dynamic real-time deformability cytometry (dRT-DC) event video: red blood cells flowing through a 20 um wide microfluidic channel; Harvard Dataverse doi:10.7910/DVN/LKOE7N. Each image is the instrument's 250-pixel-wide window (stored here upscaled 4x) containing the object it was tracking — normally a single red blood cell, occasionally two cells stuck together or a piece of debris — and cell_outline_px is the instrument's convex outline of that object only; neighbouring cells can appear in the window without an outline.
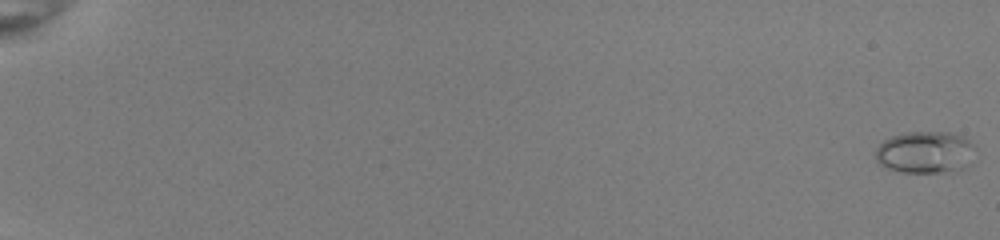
{"species": "common noctule bat (a hibernating species)", "species_latin": "Nyctalus noctula", "temperature_condition": "room temperature", "stored_images_in_passage": 54, "camera_frame_rate_fps": 3000, "um_per_image_px": 0.085, "animal": {"sex": "female", "body_mass_g": 22.0, "forearm_length_mm": 56.7}, "frame": {"image": 1, "passage_image": 1, "time_ms": 0.0, "image_size_px": [1000, 240], "cell_outline_px": [[976, 148], [968, 164], [964, 168], [956, 172], [900, 172], [888, 168], [880, 164], [876, 160], [876, 148], [884, 140], [892, 136], [908, 132], [948, 132], [960, 136], [968, 140]], "centroid_in_image_um": [78.65, 12.95], "position_along_channel_um": 6.4, "area_um2": 24.39}}
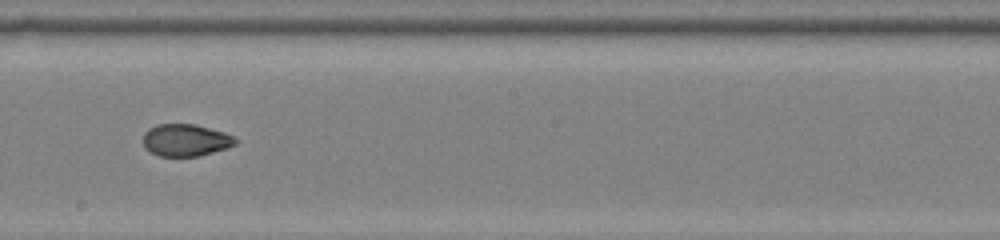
{"frame": {"image": 2, "passage_image": 34, "time_ms": 11.0, "image_size_px": [1000, 240], "cell_outline_px": [[240, 140], [236, 144], [228, 148], [196, 156], [160, 156], [144, 148], [144, 132], [148, 128], [156, 124], [196, 124], [224, 132]], "centroid_in_image_um": [15.79, 11.9], "position_along_channel_um": 232.4, "area_um2": 17.34}}
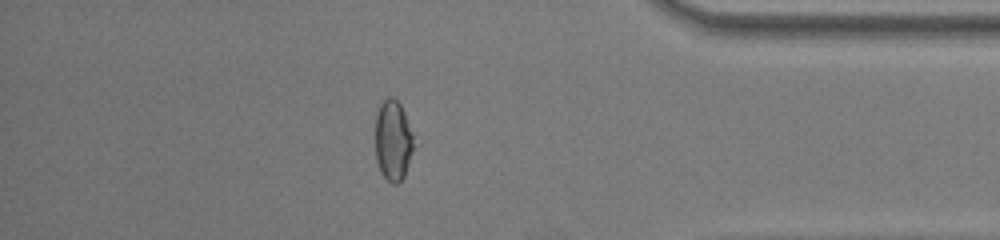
{"frame": {"image": 3, "passage_image": 48, "time_ms": 15.667, "image_size_px": [1000, 240], "cell_outline_px": [[412, 148], [408, 164], [404, 176], [396, 184], [392, 184], [380, 172], [376, 160], [376, 112], [380, 104], [388, 96], [392, 96], [400, 104], [404, 112], [412, 136]], "centroid_in_image_um": [33.37, 11.93], "position_along_channel_um": 401.8, "area_um2": 17.63}, "authors_computed_cell_mechanics": {"area_um2": 18.5249, "velocity_mm_per_s": 4.0296, "shape_relaxation_time_tau1_ms": null, "shape_relaxation_time_tau2_ms": 1.0219, "deformation_change_tau1": null, "deformation_change_tau2": 0.0513}}